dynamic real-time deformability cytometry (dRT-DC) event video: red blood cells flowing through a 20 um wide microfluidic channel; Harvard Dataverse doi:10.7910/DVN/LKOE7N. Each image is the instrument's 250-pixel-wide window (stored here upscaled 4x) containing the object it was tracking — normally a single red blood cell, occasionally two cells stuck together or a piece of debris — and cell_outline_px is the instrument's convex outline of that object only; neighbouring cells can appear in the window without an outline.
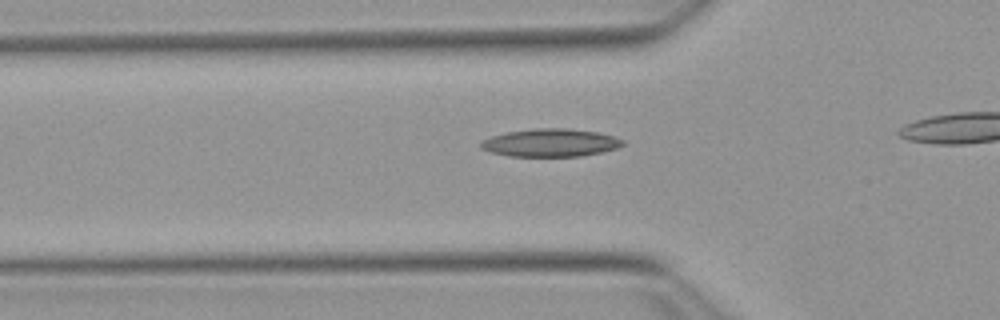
{"species": "Egyptian fruit bat (a non-hibernating species)", "species_latin": "Rousettus aegyptiacus", "temperature_condition": "warm", "stored_images_in_passage": 33, "camera_frame_rate_fps": 3000, "um_per_image_px": 0.085, "animal": {"sex": "female"}, "frame": {"image": 1, "passage_image": 8, "time_ms": 2.333, "image_size_px": [1000, 320], "cell_outline_px": [[624, 144], [616, 148], [600, 152], [580, 156], [508, 156], [492, 152], [480, 148], [480, 144], [484, 140], [492, 136], [508, 132], [532, 128], [568, 128], [600, 132], [624, 140]], "centroid_in_image_um": [46.8, 12.12], "position_along_channel_um": 79.0, "area_um2": 22.95}}
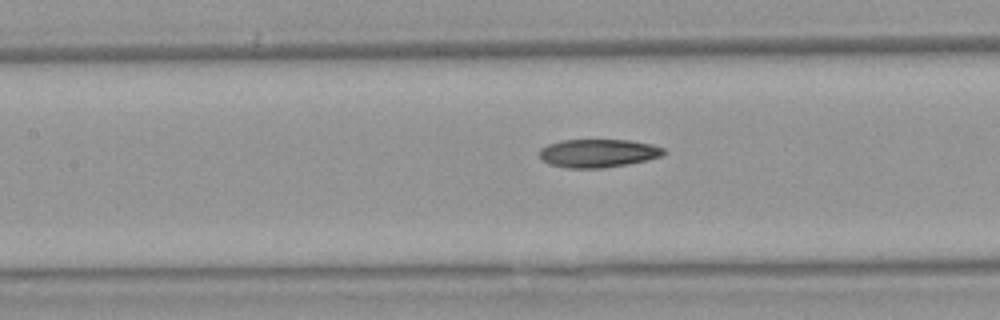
{"frame": {"image": 2, "passage_image": 14, "time_ms": 4.333, "image_size_px": [1000, 320], "cell_outline_px": [[668, 152], [664, 156], [648, 160], [628, 164], [604, 168], [568, 168], [548, 164], [540, 156], [540, 148], [548, 144], [560, 140], [628, 140], [652, 144], [664, 148]], "centroid_in_image_um": [50.89, 13.02], "position_along_channel_um": 156.5, "area_um2": 20.69}}
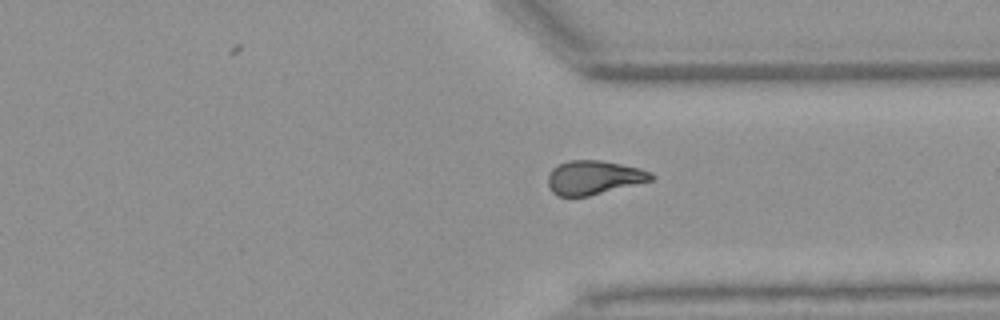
{"frame": {"image": 3, "passage_image": 30, "time_ms": 9.667, "image_size_px": [1000, 320], "cell_outline_px": [[656, 176], [652, 180], [588, 196], [556, 196], [552, 192], [548, 184], [548, 176], [552, 168], [568, 160], [600, 160], [640, 168], [652, 172]], "centroid_in_image_um": [50.47, 15.08], "position_along_channel_um": 360.9, "area_um2": 20.35}}